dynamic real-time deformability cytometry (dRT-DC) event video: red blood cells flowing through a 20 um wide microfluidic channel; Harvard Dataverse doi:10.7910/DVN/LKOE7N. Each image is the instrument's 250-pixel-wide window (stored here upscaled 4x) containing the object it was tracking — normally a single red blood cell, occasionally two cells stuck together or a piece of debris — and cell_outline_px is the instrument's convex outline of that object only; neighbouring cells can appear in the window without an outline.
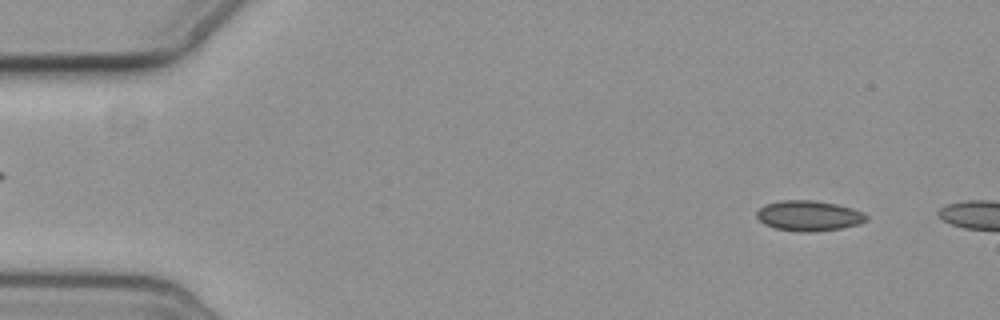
{"species": "common noctule bat (a hibernating species)", "species_latin": "Nyctalus noctula", "temperature_condition": "cold", "stored_images_in_passage": 2, "camera_frame_rate_fps": 3000, "um_per_image_px": 0.085, "animal": {"sex": "female", "body_mass_g": 19.3, "forearm_length_mm": 54.1}, "frame": {"image": 1, "passage_image": 1, "time_ms": 0.0, "image_size_px": [1000, 320], "cell_outline_px": [[868, 220], [860, 224], [840, 228], [812, 232], [796, 232], [776, 228], [764, 224], [756, 216], [756, 212], [760, 208], [768, 204], [780, 200], [812, 200], [836, 204], [852, 208], [864, 212], [868, 216]], "centroid_in_image_um": [68.78, 18.34], "position_along_channel_um": 16.2, "area_um2": 19.42}}